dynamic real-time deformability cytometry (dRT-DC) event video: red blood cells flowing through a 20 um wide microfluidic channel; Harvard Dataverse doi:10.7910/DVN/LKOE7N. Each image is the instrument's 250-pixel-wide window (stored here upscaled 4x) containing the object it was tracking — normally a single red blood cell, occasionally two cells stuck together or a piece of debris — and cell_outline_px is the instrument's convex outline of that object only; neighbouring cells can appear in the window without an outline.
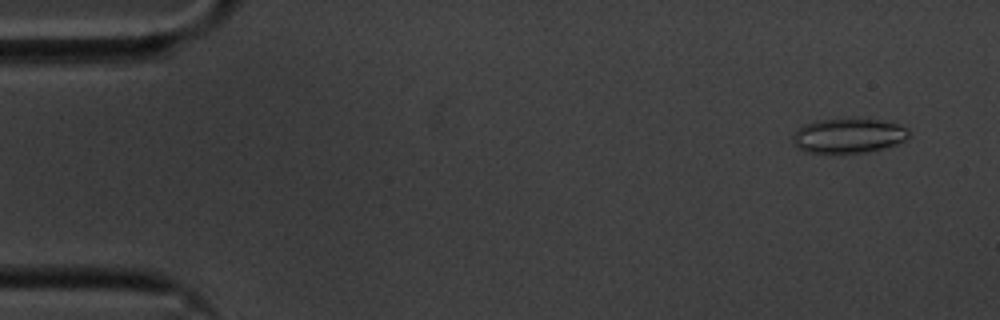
{"species": "common noctule bat (a hibernating species)", "species_latin": "Nyctalus noctula", "temperature_condition": "cold", "stored_images_in_passage": 56, "camera_frame_rate_fps": 3000, "um_per_image_px": 0.085, "animal": {"sex": "male", "body_mass_g": 20.1, "forearm_length_mm": 53.5}, "frame": {"image": 1, "passage_image": 4, "time_ms": 1.0, "image_size_px": [1000, 320], "cell_outline_px": [[908, 136], [904, 140], [896, 144], [864, 152], [804, 152], [792, 144], [792, 136], [804, 124], [816, 120], [880, 120], [896, 124], [908, 128]], "centroid_in_image_um": [72.07, 11.54], "position_along_channel_um": 12.9, "area_um2": 22.77}}
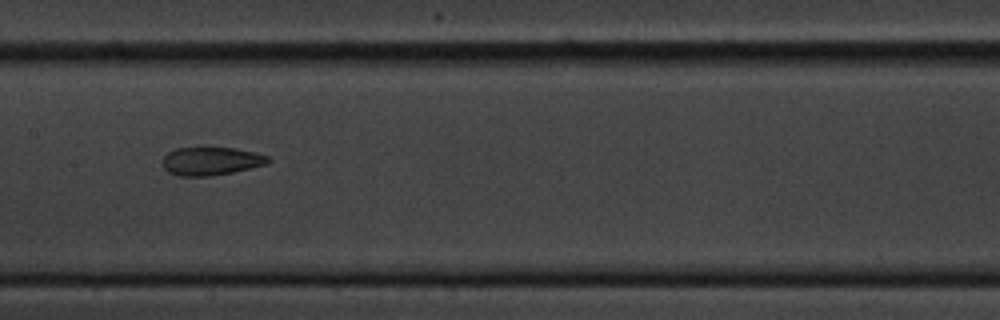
{"frame": {"image": 2, "passage_image": 28, "time_ms": 9.0, "image_size_px": [1000, 320], "cell_outline_px": [[272, 160], [268, 164], [252, 168], [212, 176], [180, 176], [168, 172], [164, 168], [164, 156], [168, 152], [176, 148], [200, 144], [236, 148], [268, 156]], "centroid_in_image_um": [17.94, 13.64], "position_along_channel_um": 189.5, "area_um2": 18.15}}
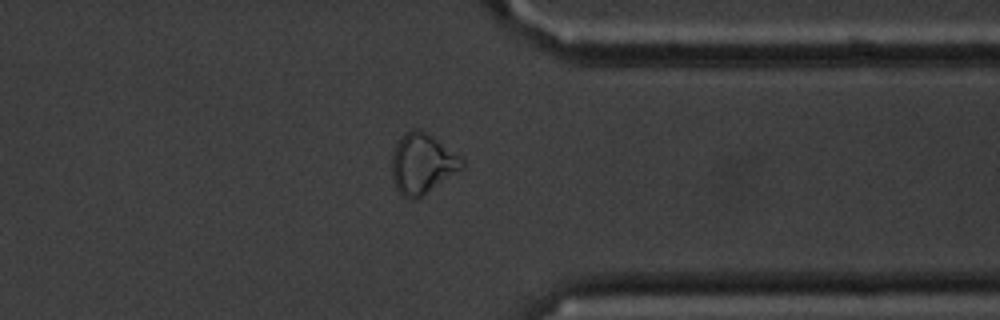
{"frame": {"image": 3, "passage_image": 44, "time_ms": 14.333, "image_size_px": [1000, 320], "cell_outline_px": [[464, 168], [424, 196], [416, 200], [408, 200], [396, 192], [392, 176], [392, 152], [400, 136], [404, 132], [412, 128], [420, 128], [432, 136], [460, 156], [464, 160]], "centroid_in_image_um": [35.87, 13.94], "position_along_channel_um": 375.5, "area_um2": 25.26}, "authors_computed_cell_mechanics": {"area_um2": 21.2704, "velocity_mm_per_s": 3.5772, "shape_relaxation_time_tau1_ms": null, "shape_relaxation_time_tau2_ms": 3.2243, "deformation_change_tau1": null, "deformation_change_tau2": 0.0975}}